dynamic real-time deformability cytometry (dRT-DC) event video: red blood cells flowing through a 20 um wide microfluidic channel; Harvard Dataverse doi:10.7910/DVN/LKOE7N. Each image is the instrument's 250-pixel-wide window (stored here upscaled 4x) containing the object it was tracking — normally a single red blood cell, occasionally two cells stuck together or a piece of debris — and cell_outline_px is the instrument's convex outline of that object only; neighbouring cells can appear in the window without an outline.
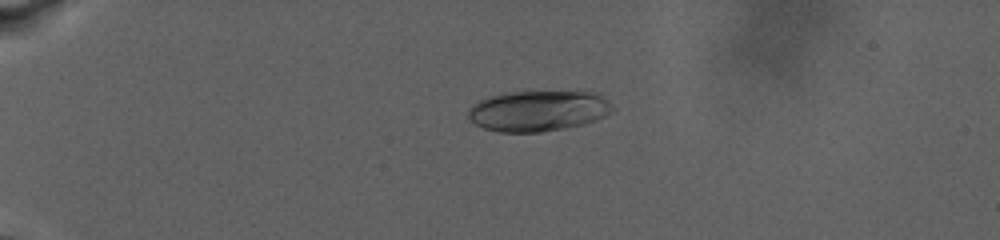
{"species": "human", "species_latin": "Homo sapiens", "temperature_condition": "warm", "stored_images_in_passage": 70, "camera_frame_rate_fps": 3000, "um_per_image_px": 0.085, "donor": {"sex": "male"}, "frame": {"image": 1, "passage_image": 22, "time_ms": 7.0, "image_size_px": [1000, 240], "cell_outline_px": [[616, 112], [596, 120], [584, 124], [564, 128], [540, 132], [500, 132], [484, 128], [476, 124], [468, 116], [468, 112], [472, 104], [488, 96], [508, 92], [592, 92], [600, 96], [616, 108]], "centroid_in_image_um": [45.77, 9.43], "position_along_channel_um": 39.2, "area_um2": 34.16}}
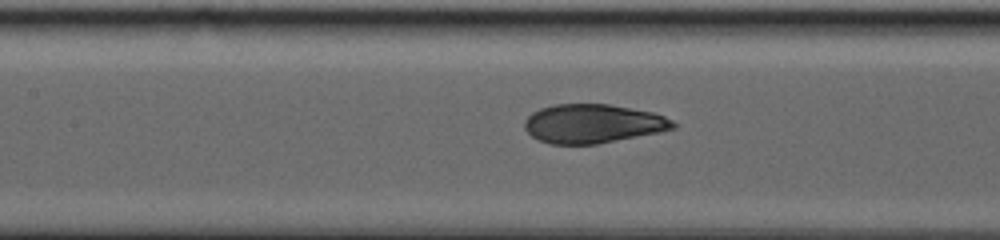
{"frame": {"image": 2, "passage_image": 42, "time_ms": 14.0, "image_size_px": [1000, 240], "cell_outline_px": [[676, 128], [660, 132], [596, 144], [552, 144], [540, 140], [532, 136], [524, 128], [524, 120], [532, 112], [540, 108], [556, 104], [608, 104], [652, 112], [664, 116], [672, 120], [676, 124]], "centroid_in_image_um": [50.39, 10.51], "position_along_channel_um": 157.0, "area_um2": 33.58}}
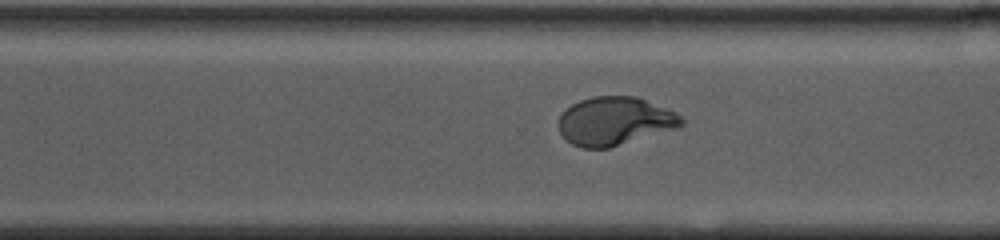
{"frame": {"image": 3, "passage_image": 60, "time_ms": 20.0, "image_size_px": [1000, 240], "cell_outline_px": [[684, 124], [680, 128], [608, 148], [584, 148], [572, 144], [560, 132], [560, 116], [572, 104], [580, 100], [592, 96], [636, 96], [676, 112], [684, 120]], "centroid_in_image_um": [52.31, 10.29], "position_along_channel_um": 318.3, "area_um2": 34.51}, "authors_computed_cell_mechanics": {"area_um2": 34.969, "velocity_mm_per_s": 2.693, "shape_relaxation_time_tau1_ms": 8.9172, "shape_relaxation_time_tau2_ms": null, "deformation_change_tau1": 0.2647, "deformation_change_tau2": null}}